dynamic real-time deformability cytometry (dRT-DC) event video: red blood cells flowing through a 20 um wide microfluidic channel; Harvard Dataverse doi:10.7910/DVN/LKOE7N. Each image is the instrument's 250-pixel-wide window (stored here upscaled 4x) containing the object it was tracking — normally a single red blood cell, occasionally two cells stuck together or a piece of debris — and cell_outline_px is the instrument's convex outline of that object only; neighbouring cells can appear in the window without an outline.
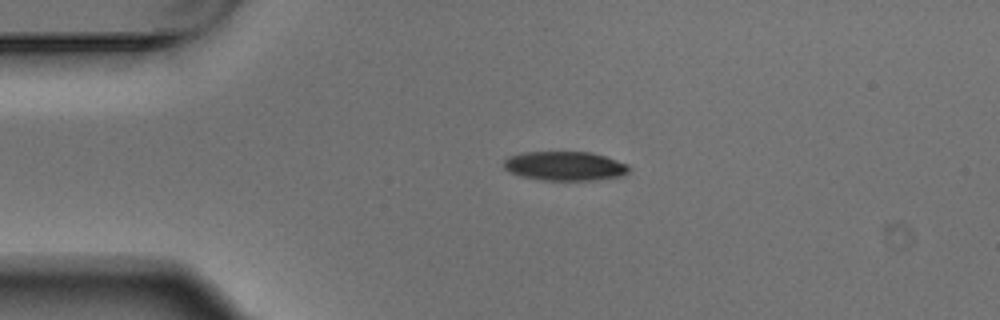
{"species": "Egyptian fruit bat (a non-hibernating species)", "species_latin": "Rousettus aegyptiacus", "temperature_condition": "warm", "stored_images_in_passage": 4, "camera_frame_rate_fps": 3000, "um_per_image_px": 0.085, "animal": {"sex": "male"}, "frame": {"image": 1, "passage_image": 3, "time_ms": 0.667, "image_size_px": [1000, 320], "cell_outline_px": [[632, 168], [628, 172], [620, 176], [596, 180], [544, 180], [520, 176], [504, 168], [504, 160], [508, 156], [524, 152], [592, 152], [628, 164]], "centroid_in_image_um": [48.03, 14.11], "position_along_channel_um": 37.0, "area_um2": 21.27}}